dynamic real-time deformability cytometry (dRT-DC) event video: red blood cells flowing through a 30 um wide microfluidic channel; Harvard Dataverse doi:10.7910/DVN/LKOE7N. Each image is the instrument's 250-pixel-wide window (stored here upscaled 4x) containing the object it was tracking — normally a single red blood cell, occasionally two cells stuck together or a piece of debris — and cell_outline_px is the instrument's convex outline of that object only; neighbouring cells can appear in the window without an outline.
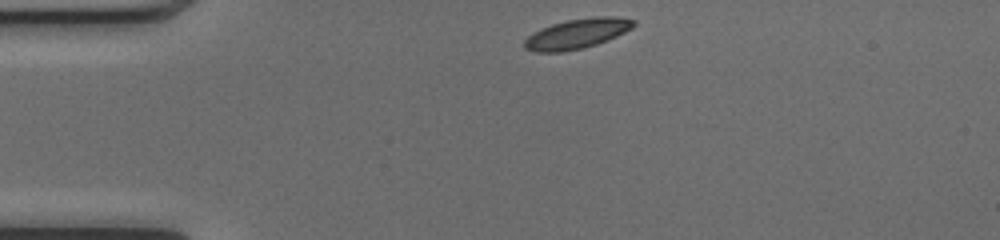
{"species": "common noctule bat (a hibernating species)", "species_latin": "Nyctalus noctula", "temperature_condition": "cold", "stored_images_in_passage": 40, "camera_frame_rate_fps": 3000, "um_per_image_px": 0.085, "animal": {"sex": "female", "body_mass_g": 17.0, "forearm_length_mm": 48.0}, "frame": {"image": 1, "passage_image": 1, "time_ms": 0.0, "image_size_px": [1000, 240], "cell_outline_px": [[636, 24], [632, 28], [608, 40], [584, 48], [564, 52], [536, 52], [524, 48], [524, 40], [532, 32], [552, 24], [568, 20], [596, 16], [616, 16], [636, 20]], "centroid_in_image_um": [49.05, 2.86], "position_along_channel_um": 35.9, "area_um2": 19.13}}
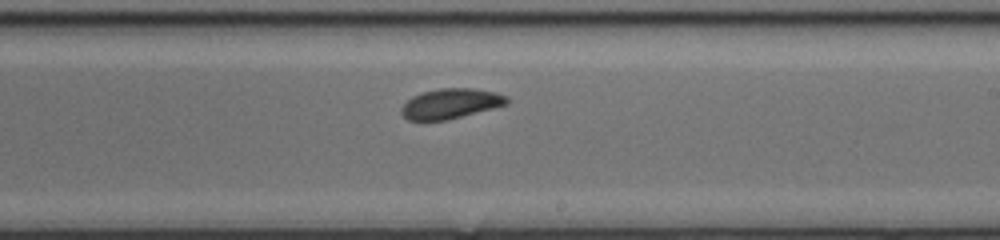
{"frame": {"image": 2, "passage_image": 20, "time_ms": 6.333, "image_size_px": [1000, 240], "cell_outline_px": [[508, 104], [448, 120], [408, 120], [400, 112], [400, 108], [412, 96], [424, 92], [440, 88], [472, 88], [496, 92], [508, 96]], "centroid_in_image_um": [38.32, 8.8], "position_along_channel_um": 250.7, "area_um2": 18.44}}
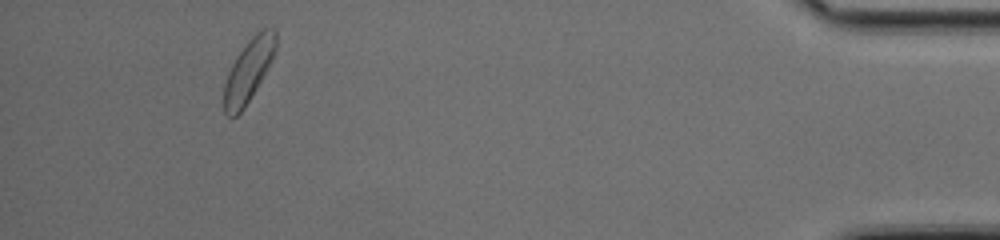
{"frame": {"image": 3, "passage_image": 37, "time_ms": 12.0, "image_size_px": [1000, 240], "cell_outline_px": [[276, 48], [268, 68], [244, 108], [236, 116], [228, 116], [224, 112], [224, 84], [228, 72], [236, 56], [252, 36], [256, 32], [264, 28], [276, 28]], "centroid_in_image_um": [21.13, 5.98], "position_along_channel_um": 414.1, "area_um2": 18.67}, "authors_computed_cell_mechanics": {"area_um2": 18.8717, "velocity_mm_per_s": 4.0656, "shape_relaxation_time_tau1_ms": 3.097, "shape_relaxation_time_tau2_ms": null, "deformation_change_tau1": 0.0916, "deformation_change_tau2": null}}